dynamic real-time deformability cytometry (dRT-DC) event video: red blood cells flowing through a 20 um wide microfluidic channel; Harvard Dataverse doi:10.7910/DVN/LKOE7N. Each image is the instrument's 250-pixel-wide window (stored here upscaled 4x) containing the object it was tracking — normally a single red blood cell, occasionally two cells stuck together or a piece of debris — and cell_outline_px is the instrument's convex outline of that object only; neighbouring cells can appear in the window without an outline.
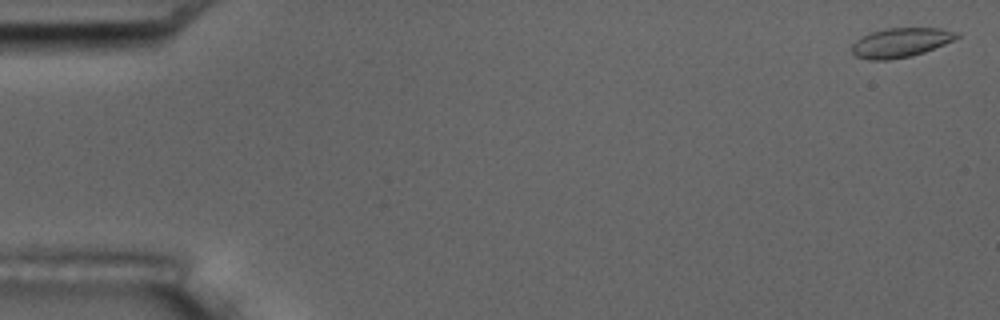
{"species": "common noctule bat (a hibernating species)", "species_latin": "Nyctalus noctula", "temperature_condition": "room temperature", "stored_images_in_passage": 5, "camera_frame_rate_fps": 3000, "um_per_image_px": 0.085, "animal": {"sex": "male", "body_mass_g": 17.5, "forearm_length_mm": 52.3}, "frame": {"image": 1, "passage_image": 1, "time_ms": 0.0, "image_size_px": [1000, 320], "cell_outline_px": [[960, 36], [944, 44], [924, 52], [912, 56], [888, 60], [868, 60], [856, 56], [852, 52], [852, 44], [856, 40], [872, 32], [888, 28], [940, 28], [960, 32]], "centroid_in_image_um": [76.57, 3.62], "position_along_channel_um": 8.4, "area_um2": 17.86}}
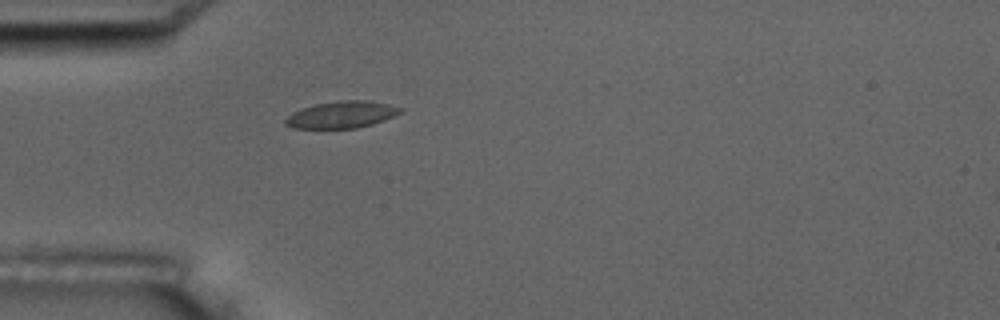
{"frame": {"image": 2, "passage_image": 5, "time_ms": 5.0, "image_size_px": [1000, 320], "cell_outline_px": [[404, 112], [384, 120], [372, 124], [356, 128], [292, 128], [284, 124], [284, 120], [292, 112], [300, 108], [316, 104], [340, 100], [368, 100], [388, 104], [404, 108]], "centroid_in_image_um": [29.05, 9.74], "position_along_channel_um": 55.9, "area_um2": 18.15}}